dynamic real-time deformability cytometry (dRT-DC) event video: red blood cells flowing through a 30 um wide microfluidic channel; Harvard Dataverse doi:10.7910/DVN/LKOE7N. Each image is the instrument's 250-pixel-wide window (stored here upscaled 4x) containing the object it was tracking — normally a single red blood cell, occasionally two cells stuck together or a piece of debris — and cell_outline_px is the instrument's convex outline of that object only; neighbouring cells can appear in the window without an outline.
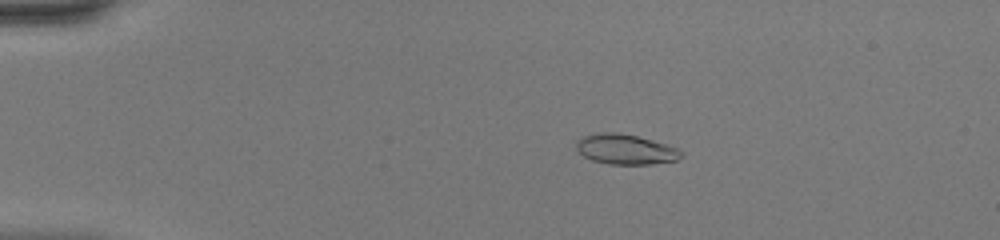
{"species": "common noctule bat (a hibernating species)", "species_latin": "Nyctalus noctula", "temperature_condition": "warm", "stored_images_in_passage": 46, "camera_frame_rate_fps": 3000, "um_per_image_px": 0.085, "animal": {"sex": "female", "body_mass_g": 20.0, "forearm_length_mm": 54.0}, "frame": {"image": 1, "passage_image": 9, "time_ms": 2.667, "image_size_px": [1000, 240], "cell_outline_px": [[684, 156], [676, 160], [652, 164], [608, 164], [592, 160], [584, 156], [576, 148], [576, 140], [584, 136], [596, 132], [616, 132], [636, 136], [652, 140], [676, 148], [684, 152]], "centroid_in_image_um": [53.16, 12.69], "position_along_channel_um": 31.8, "area_um2": 18.38}}
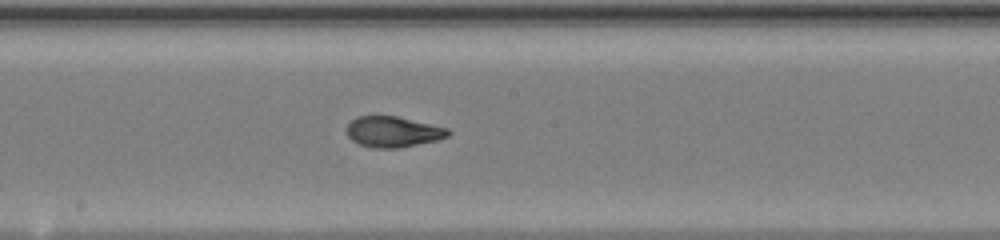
{"frame": {"image": 2, "passage_image": 26, "time_ms": 8.333, "image_size_px": [1000, 240], "cell_outline_px": [[452, 132], [448, 136], [436, 140], [400, 148], [372, 148], [360, 144], [352, 140], [348, 136], [348, 124], [356, 116], [396, 116], [448, 128]], "centroid_in_image_um": [33.42, 11.2], "position_along_channel_um": 214.8, "area_um2": 18.03}}
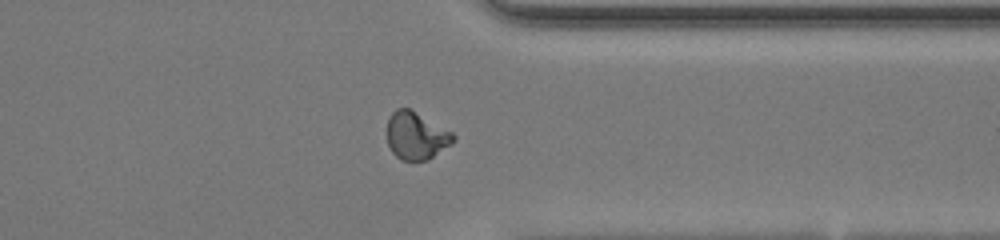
{"frame": {"image": 3, "passage_image": 37, "time_ms": 12.0, "image_size_px": [1000, 240], "cell_outline_px": [[456, 140], [452, 144], [428, 160], [400, 160], [392, 152], [388, 144], [388, 116], [396, 108], [408, 108], [452, 132], [456, 136]], "centroid_in_image_um": [35.38, 11.55], "position_along_channel_um": 376.0, "area_um2": 18.26}, "authors_computed_cell_mechanics": {"area_um2": 18.4093, "velocity_mm_per_s": 4.4581, "shape_relaxation_time_tau1_ms": null, "shape_relaxation_time_tau2_ms": 0.6664, "deformation_change_tau1": null, "deformation_change_tau2": 0.0583}}